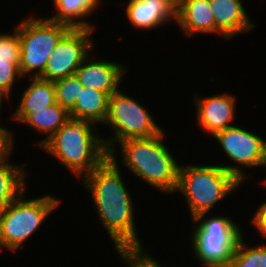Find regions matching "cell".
<instances>
[{
  "label": "cell",
  "instance_id": "cell-1",
  "mask_svg": "<svg viewBox=\"0 0 266 267\" xmlns=\"http://www.w3.org/2000/svg\"><path fill=\"white\" fill-rule=\"evenodd\" d=\"M116 159V154H109L99 167L81 179V183L90 192L94 210L111 237L113 247L139 245L142 241L135 225L133 198Z\"/></svg>",
  "mask_w": 266,
  "mask_h": 267
},
{
  "label": "cell",
  "instance_id": "cell-2",
  "mask_svg": "<svg viewBox=\"0 0 266 267\" xmlns=\"http://www.w3.org/2000/svg\"><path fill=\"white\" fill-rule=\"evenodd\" d=\"M97 130L92 122L70 118L40 149L57 158L59 164L81 179L109 157Z\"/></svg>",
  "mask_w": 266,
  "mask_h": 267
},
{
  "label": "cell",
  "instance_id": "cell-3",
  "mask_svg": "<svg viewBox=\"0 0 266 267\" xmlns=\"http://www.w3.org/2000/svg\"><path fill=\"white\" fill-rule=\"evenodd\" d=\"M166 133L148 138L127 139L119 143L120 160L126 169L161 193L176 192L180 164L168 150Z\"/></svg>",
  "mask_w": 266,
  "mask_h": 267
},
{
  "label": "cell",
  "instance_id": "cell-4",
  "mask_svg": "<svg viewBox=\"0 0 266 267\" xmlns=\"http://www.w3.org/2000/svg\"><path fill=\"white\" fill-rule=\"evenodd\" d=\"M221 164H181L176 191L188 204L191 219L211 209L241 186V182Z\"/></svg>",
  "mask_w": 266,
  "mask_h": 267
},
{
  "label": "cell",
  "instance_id": "cell-5",
  "mask_svg": "<svg viewBox=\"0 0 266 267\" xmlns=\"http://www.w3.org/2000/svg\"><path fill=\"white\" fill-rule=\"evenodd\" d=\"M199 214L192 230L191 246L202 267H228L236 244L244 234L229 216Z\"/></svg>",
  "mask_w": 266,
  "mask_h": 267
},
{
  "label": "cell",
  "instance_id": "cell-6",
  "mask_svg": "<svg viewBox=\"0 0 266 267\" xmlns=\"http://www.w3.org/2000/svg\"><path fill=\"white\" fill-rule=\"evenodd\" d=\"M24 191L0 214V252H16L39 230L40 225L59 207V198L43 195L26 199Z\"/></svg>",
  "mask_w": 266,
  "mask_h": 267
},
{
  "label": "cell",
  "instance_id": "cell-7",
  "mask_svg": "<svg viewBox=\"0 0 266 267\" xmlns=\"http://www.w3.org/2000/svg\"><path fill=\"white\" fill-rule=\"evenodd\" d=\"M15 26L18 28L21 46L20 74L22 77L31 74L33 78H39L52 51L71 27L50 20L47 16L36 18L33 15L23 18Z\"/></svg>",
  "mask_w": 266,
  "mask_h": 267
},
{
  "label": "cell",
  "instance_id": "cell-8",
  "mask_svg": "<svg viewBox=\"0 0 266 267\" xmlns=\"http://www.w3.org/2000/svg\"><path fill=\"white\" fill-rule=\"evenodd\" d=\"M145 107L121 89L109 97L104 124L110 126L113 135L102 137L109 154H116V147L124 140L148 138L164 131Z\"/></svg>",
  "mask_w": 266,
  "mask_h": 267
},
{
  "label": "cell",
  "instance_id": "cell-9",
  "mask_svg": "<svg viewBox=\"0 0 266 267\" xmlns=\"http://www.w3.org/2000/svg\"><path fill=\"white\" fill-rule=\"evenodd\" d=\"M212 137L218 141L222 151L229 158L228 161L236 164L220 166L233 174L242 184L245 178L249 177L244 170L258 166L266 167V139L260 135L233 125L216 132Z\"/></svg>",
  "mask_w": 266,
  "mask_h": 267
},
{
  "label": "cell",
  "instance_id": "cell-10",
  "mask_svg": "<svg viewBox=\"0 0 266 267\" xmlns=\"http://www.w3.org/2000/svg\"><path fill=\"white\" fill-rule=\"evenodd\" d=\"M93 32V29L71 28L52 51L39 78L54 82L75 75L95 46L94 38H91Z\"/></svg>",
  "mask_w": 266,
  "mask_h": 267
},
{
  "label": "cell",
  "instance_id": "cell-11",
  "mask_svg": "<svg viewBox=\"0 0 266 267\" xmlns=\"http://www.w3.org/2000/svg\"><path fill=\"white\" fill-rule=\"evenodd\" d=\"M193 102L196 109V118L199 127L204 132L213 136L216 132L233 126L232 121L236 117V95L222 93L206 96L205 98L193 95Z\"/></svg>",
  "mask_w": 266,
  "mask_h": 267
},
{
  "label": "cell",
  "instance_id": "cell-12",
  "mask_svg": "<svg viewBox=\"0 0 266 267\" xmlns=\"http://www.w3.org/2000/svg\"><path fill=\"white\" fill-rule=\"evenodd\" d=\"M90 57L89 54L84 59L75 75L83 86L104 92L110 97L120 90L119 85L124 80L127 68L125 69L126 66L115 61Z\"/></svg>",
  "mask_w": 266,
  "mask_h": 267
},
{
  "label": "cell",
  "instance_id": "cell-13",
  "mask_svg": "<svg viewBox=\"0 0 266 267\" xmlns=\"http://www.w3.org/2000/svg\"><path fill=\"white\" fill-rule=\"evenodd\" d=\"M176 7L169 0H129L125 5L128 21L139 30H154L175 21Z\"/></svg>",
  "mask_w": 266,
  "mask_h": 267
},
{
  "label": "cell",
  "instance_id": "cell-14",
  "mask_svg": "<svg viewBox=\"0 0 266 267\" xmlns=\"http://www.w3.org/2000/svg\"><path fill=\"white\" fill-rule=\"evenodd\" d=\"M214 19L215 34L230 40L240 34L253 30V23L243 6L242 0H209Z\"/></svg>",
  "mask_w": 266,
  "mask_h": 267
},
{
  "label": "cell",
  "instance_id": "cell-15",
  "mask_svg": "<svg viewBox=\"0 0 266 267\" xmlns=\"http://www.w3.org/2000/svg\"><path fill=\"white\" fill-rule=\"evenodd\" d=\"M10 118L18 124H25L42 135H47L35 143L41 147L71 117L65 109L56 103L41 110H14Z\"/></svg>",
  "mask_w": 266,
  "mask_h": 267
},
{
  "label": "cell",
  "instance_id": "cell-16",
  "mask_svg": "<svg viewBox=\"0 0 266 267\" xmlns=\"http://www.w3.org/2000/svg\"><path fill=\"white\" fill-rule=\"evenodd\" d=\"M176 25L189 37L215 33V19L209 0H183L176 9Z\"/></svg>",
  "mask_w": 266,
  "mask_h": 267
},
{
  "label": "cell",
  "instance_id": "cell-17",
  "mask_svg": "<svg viewBox=\"0 0 266 267\" xmlns=\"http://www.w3.org/2000/svg\"><path fill=\"white\" fill-rule=\"evenodd\" d=\"M55 14L49 18L53 21L68 24L71 28L95 30V24L87 21L99 8L101 0H52Z\"/></svg>",
  "mask_w": 266,
  "mask_h": 267
},
{
  "label": "cell",
  "instance_id": "cell-18",
  "mask_svg": "<svg viewBox=\"0 0 266 267\" xmlns=\"http://www.w3.org/2000/svg\"><path fill=\"white\" fill-rule=\"evenodd\" d=\"M109 96L94 88L83 86L73 110L69 113L72 119L104 124L108 115Z\"/></svg>",
  "mask_w": 266,
  "mask_h": 267
},
{
  "label": "cell",
  "instance_id": "cell-19",
  "mask_svg": "<svg viewBox=\"0 0 266 267\" xmlns=\"http://www.w3.org/2000/svg\"><path fill=\"white\" fill-rule=\"evenodd\" d=\"M24 165H16L9 158L0 160V214L26 190V178L31 171Z\"/></svg>",
  "mask_w": 266,
  "mask_h": 267
},
{
  "label": "cell",
  "instance_id": "cell-20",
  "mask_svg": "<svg viewBox=\"0 0 266 267\" xmlns=\"http://www.w3.org/2000/svg\"><path fill=\"white\" fill-rule=\"evenodd\" d=\"M30 76L31 84L22 91L15 110H41L56 104L54 83Z\"/></svg>",
  "mask_w": 266,
  "mask_h": 267
},
{
  "label": "cell",
  "instance_id": "cell-21",
  "mask_svg": "<svg viewBox=\"0 0 266 267\" xmlns=\"http://www.w3.org/2000/svg\"><path fill=\"white\" fill-rule=\"evenodd\" d=\"M228 267H266V243L248 246L244 241V234L236 244Z\"/></svg>",
  "mask_w": 266,
  "mask_h": 267
},
{
  "label": "cell",
  "instance_id": "cell-22",
  "mask_svg": "<svg viewBox=\"0 0 266 267\" xmlns=\"http://www.w3.org/2000/svg\"><path fill=\"white\" fill-rule=\"evenodd\" d=\"M114 250L117 255H120L121 262L123 261V264L127 267H165V265L160 264V262L151 257V254H149L148 250L146 251L143 244L119 245L115 246Z\"/></svg>",
  "mask_w": 266,
  "mask_h": 267
},
{
  "label": "cell",
  "instance_id": "cell-23",
  "mask_svg": "<svg viewBox=\"0 0 266 267\" xmlns=\"http://www.w3.org/2000/svg\"><path fill=\"white\" fill-rule=\"evenodd\" d=\"M56 94V102L70 113L74 103L83 89V84L76 75L68 76L53 82Z\"/></svg>",
  "mask_w": 266,
  "mask_h": 267
},
{
  "label": "cell",
  "instance_id": "cell-24",
  "mask_svg": "<svg viewBox=\"0 0 266 267\" xmlns=\"http://www.w3.org/2000/svg\"><path fill=\"white\" fill-rule=\"evenodd\" d=\"M13 33L0 34V61H11L18 68L21 59V46L18 28L14 25Z\"/></svg>",
  "mask_w": 266,
  "mask_h": 267
},
{
  "label": "cell",
  "instance_id": "cell-25",
  "mask_svg": "<svg viewBox=\"0 0 266 267\" xmlns=\"http://www.w3.org/2000/svg\"><path fill=\"white\" fill-rule=\"evenodd\" d=\"M19 68L11 61H0V89L11 96L14 82L21 80ZM17 79V80H16Z\"/></svg>",
  "mask_w": 266,
  "mask_h": 267
},
{
  "label": "cell",
  "instance_id": "cell-26",
  "mask_svg": "<svg viewBox=\"0 0 266 267\" xmlns=\"http://www.w3.org/2000/svg\"><path fill=\"white\" fill-rule=\"evenodd\" d=\"M14 140V132L10 131L7 127H4L0 123V160L12 157L10 155L12 154L13 149H15L14 143L16 141Z\"/></svg>",
  "mask_w": 266,
  "mask_h": 267
},
{
  "label": "cell",
  "instance_id": "cell-27",
  "mask_svg": "<svg viewBox=\"0 0 266 267\" xmlns=\"http://www.w3.org/2000/svg\"><path fill=\"white\" fill-rule=\"evenodd\" d=\"M252 226L257 229V232L261 237L266 238V201L263 202L261 205H258L256 211L251 218Z\"/></svg>",
  "mask_w": 266,
  "mask_h": 267
},
{
  "label": "cell",
  "instance_id": "cell-28",
  "mask_svg": "<svg viewBox=\"0 0 266 267\" xmlns=\"http://www.w3.org/2000/svg\"><path fill=\"white\" fill-rule=\"evenodd\" d=\"M9 95L8 94H6L4 91H2L1 89H0V109H2L1 108V106H2V101H3V99L4 100H6V98H7V100L9 99ZM0 112H1V110H0ZM1 114V113H0ZM0 118H1V115H0Z\"/></svg>",
  "mask_w": 266,
  "mask_h": 267
},
{
  "label": "cell",
  "instance_id": "cell-29",
  "mask_svg": "<svg viewBox=\"0 0 266 267\" xmlns=\"http://www.w3.org/2000/svg\"><path fill=\"white\" fill-rule=\"evenodd\" d=\"M176 8L182 3L183 0H169Z\"/></svg>",
  "mask_w": 266,
  "mask_h": 267
},
{
  "label": "cell",
  "instance_id": "cell-30",
  "mask_svg": "<svg viewBox=\"0 0 266 267\" xmlns=\"http://www.w3.org/2000/svg\"><path fill=\"white\" fill-rule=\"evenodd\" d=\"M259 183H261L263 186H266V178L261 182H259Z\"/></svg>",
  "mask_w": 266,
  "mask_h": 267
}]
</instances>
